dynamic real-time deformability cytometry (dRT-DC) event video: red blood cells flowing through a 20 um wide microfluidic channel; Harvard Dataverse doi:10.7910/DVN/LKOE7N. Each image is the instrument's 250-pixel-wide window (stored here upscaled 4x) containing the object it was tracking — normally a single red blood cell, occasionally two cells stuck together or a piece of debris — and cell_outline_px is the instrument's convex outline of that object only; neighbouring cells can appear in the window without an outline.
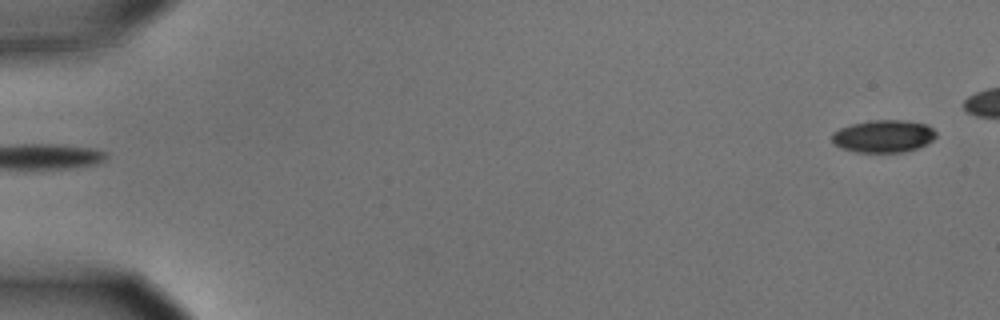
{"species": "common noctule bat (a hibernating species)", "species_latin": "Nyctalus noctula", "temperature_condition": "cold", "stored_images_in_passage": 3, "segment_of_instrument_passage": [2, 2], "camera_frame_rate_fps": 3000, "um_per_image_px": 0.085, "animal": {"sex": "male", "body_mass_g": 15.6}, "frame": {"image": 1, "passage_image": 3, "time_ms": 0.667, "image_size_px": [1000, 320], "cell_outline_px": [[936, 136], [932, 140], [916, 148], [904, 152], [856, 152], [840, 148], [832, 140], [832, 132], [840, 128], [852, 124], [872, 120], [904, 120], [928, 124], [936, 132]], "centroid_in_image_um": [75.09, 11.57], "position_along_channel_um": 9.9, "area_um2": 19.65}}